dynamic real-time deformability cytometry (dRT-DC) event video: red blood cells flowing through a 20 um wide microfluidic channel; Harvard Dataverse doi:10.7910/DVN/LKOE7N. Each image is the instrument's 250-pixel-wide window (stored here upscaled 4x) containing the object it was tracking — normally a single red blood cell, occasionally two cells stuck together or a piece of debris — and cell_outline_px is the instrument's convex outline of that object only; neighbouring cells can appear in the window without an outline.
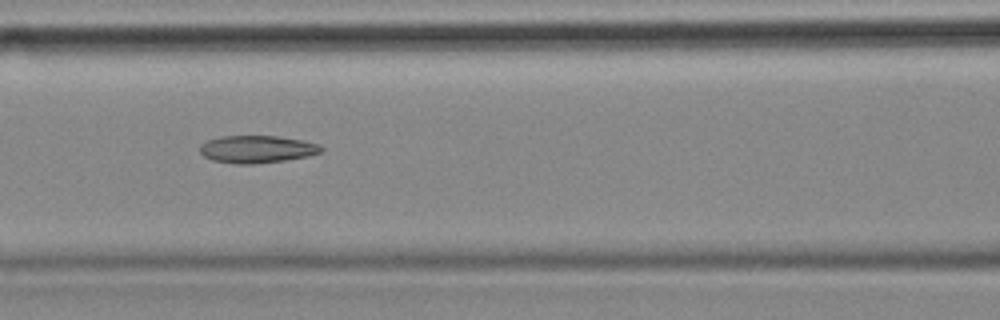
{"species": "common noctule bat (a hibernating species)", "species_latin": "Nyctalus noctula", "temperature_condition": "cold", "stored_images_in_passage": 12, "camera_frame_rate_fps": 3000, "um_per_image_px": 0.085, "animal": {"sex": "female", "body_mass_g": 18.4}, "frame": {"image": 1, "passage_image": 4, "time_ms": 1.0, "image_size_px": [1000, 320], "cell_outline_px": [[324, 148], [320, 152], [308, 156], [284, 160], [256, 164], [236, 164], [212, 160], [204, 156], [200, 152], [200, 144], [208, 140], [220, 136], [276, 136], [304, 140], [320, 144]], "centroid_in_image_um": [21.84, 12.68], "position_along_channel_um": 144.8, "area_um2": 19.48}}